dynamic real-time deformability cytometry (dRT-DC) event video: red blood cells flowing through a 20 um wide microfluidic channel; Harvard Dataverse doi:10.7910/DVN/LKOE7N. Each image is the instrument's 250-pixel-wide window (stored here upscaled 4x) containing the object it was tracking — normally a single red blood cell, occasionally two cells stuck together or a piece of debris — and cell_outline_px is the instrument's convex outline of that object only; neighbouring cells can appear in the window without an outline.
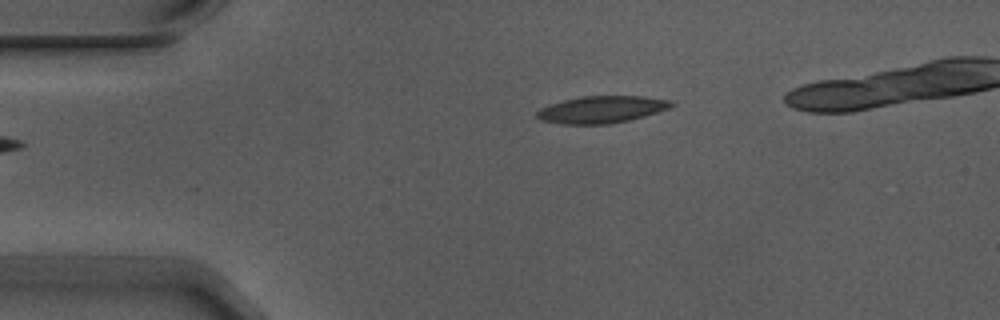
{"species": "Egyptian fruit bat (a non-hibernating species)", "species_latin": "Rousettus aegyptiacus", "temperature_condition": "warm", "stored_images_in_passage": 2, "camera_frame_rate_fps": 3000, "um_per_image_px": 0.085, "animal": {"sex": "male"}, "frame": {"image": 1, "passage_image": 2, "time_ms": 0.333, "image_size_px": [1000, 320], "cell_outline_px": [[676, 104], [668, 108], [644, 116], [628, 120], [608, 124], [560, 124], [540, 120], [536, 116], [536, 112], [540, 108], [548, 104], [580, 96], [644, 96], [672, 100]], "centroid_in_image_um": [51.11, 9.3], "position_along_channel_um": 33.9, "area_um2": 21.27}}